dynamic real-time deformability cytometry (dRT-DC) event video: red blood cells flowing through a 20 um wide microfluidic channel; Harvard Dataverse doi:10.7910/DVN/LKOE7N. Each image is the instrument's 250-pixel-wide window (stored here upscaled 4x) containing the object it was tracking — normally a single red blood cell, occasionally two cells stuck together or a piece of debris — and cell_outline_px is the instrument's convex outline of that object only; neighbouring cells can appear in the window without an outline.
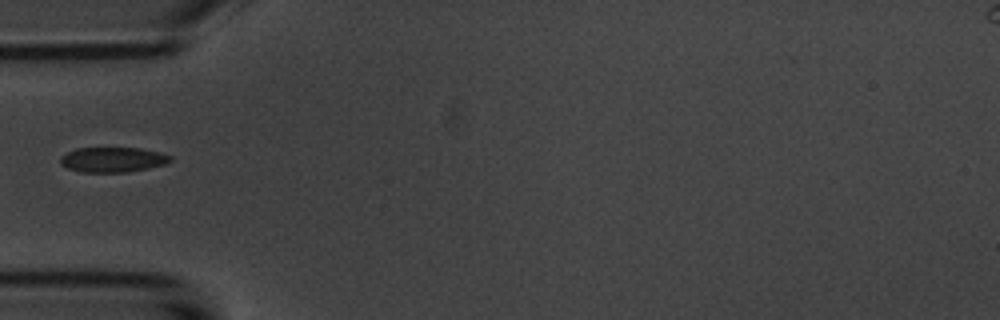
{"species": "common noctule bat (a hibernating species)", "species_latin": "Nyctalus noctula", "temperature_condition": "room temperature", "stored_images_in_passage": 5, "segment_of_instrument_passage": [2, 2], "camera_frame_rate_fps": 3000, "um_per_image_px": 0.085, "animal": {"sex": "male", "body_mass_g": 20.1, "forearm_length_mm": 53.5}, "frame": {"image": 1, "passage_image": 5, "time_ms": 4.333, "image_size_px": [1000, 320], "cell_outline_px": [[172, 160], [164, 164], [148, 168], [128, 172], [80, 172], [68, 168], [60, 164], [60, 156], [76, 148], [140, 148], [160, 152], [172, 156]], "centroid_in_image_um": [9.58, 13.57], "position_along_channel_um": 75.4, "area_um2": 16.07}}